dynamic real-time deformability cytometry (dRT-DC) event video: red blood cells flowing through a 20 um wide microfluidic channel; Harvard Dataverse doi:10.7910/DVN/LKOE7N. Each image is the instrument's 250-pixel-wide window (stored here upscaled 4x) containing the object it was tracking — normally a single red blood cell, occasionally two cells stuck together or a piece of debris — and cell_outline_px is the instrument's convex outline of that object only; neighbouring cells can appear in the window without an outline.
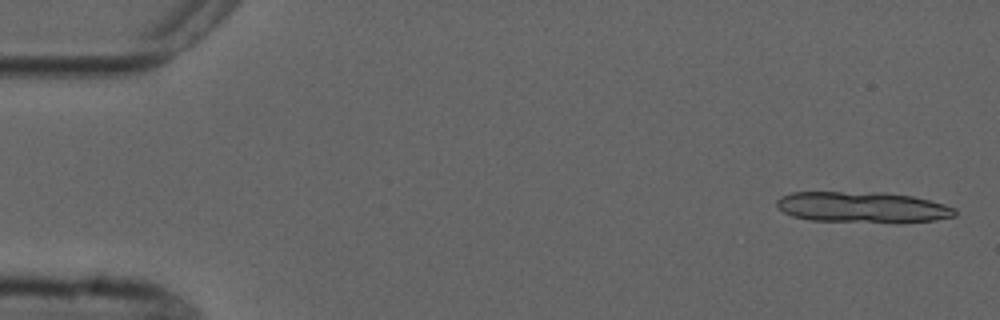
{"species": "common noctule bat (a hibernating species)", "species_latin": "Nyctalus noctula", "temperature_condition": "cold", "stored_images_in_passage": 5, "camera_frame_rate_fps": 3000, "um_per_image_px": 0.085, "animal": {"sex": "male", "forearm_length_mm": 52.5}, "frame": {"image": 1, "passage_image": 1, "time_ms": 0.0, "image_size_px": [1000, 320], "cell_outline_px": [[956, 216], [936, 220], [812, 220], [792, 216], [776, 208], [776, 200], [780, 196], [792, 192], [884, 192], [912, 196], [944, 204], [956, 208]], "centroid_in_image_um": [73.24, 17.56], "position_along_channel_um": 11.8, "area_um2": 31.1}}